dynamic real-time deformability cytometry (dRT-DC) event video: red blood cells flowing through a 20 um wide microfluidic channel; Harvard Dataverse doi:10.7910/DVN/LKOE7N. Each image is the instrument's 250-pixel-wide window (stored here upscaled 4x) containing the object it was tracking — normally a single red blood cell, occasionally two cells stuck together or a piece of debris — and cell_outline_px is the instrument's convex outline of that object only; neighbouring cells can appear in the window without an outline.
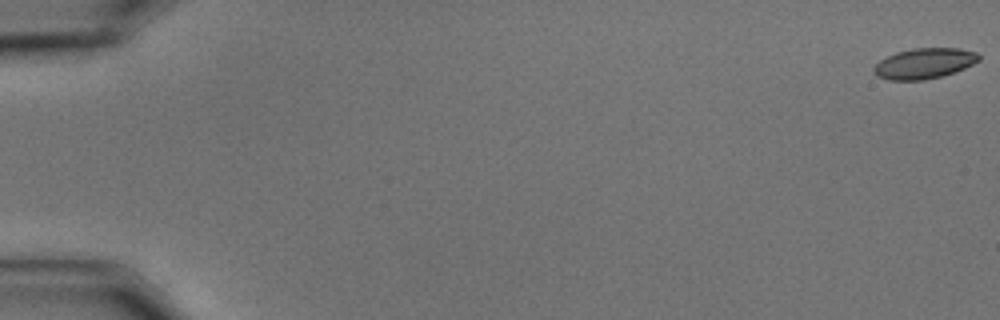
{"species": "common noctule bat (a hibernating species)", "species_latin": "Nyctalus noctula", "temperature_condition": "cold", "stored_images_in_passage": 59, "camera_frame_rate_fps": 3000, "um_per_image_px": 0.085, "animal": {"sex": "male", "body_mass_g": 15.6}, "frame": {"image": 1, "passage_image": 1, "time_ms": 0.0, "image_size_px": [1000, 320], "cell_outline_px": [[980, 60], [964, 68], [940, 76], [924, 80], [888, 80], [876, 76], [872, 72], [872, 68], [880, 60], [896, 52], [912, 48], [960, 48], [976, 52], [980, 56]], "centroid_in_image_um": [78.52, 5.39], "position_along_channel_um": 6.5, "area_um2": 18.67}}
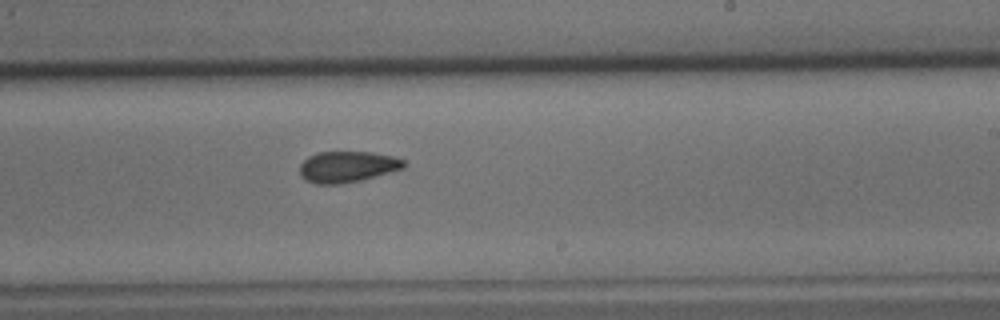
{"frame": {"image": 2, "passage_image": 37, "time_ms": 12.0, "image_size_px": [1000, 320], "cell_outline_px": [[408, 164], [404, 168], [360, 180], [340, 184], [316, 184], [304, 180], [300, 176], [300, 164], [308, 156], [320, 152], [372, 152], [392, 156], [404, 160]], "centroid_in_image_um": [29.51, 14.17], "position_along_channel_um": 259.5, "area_um2": 18.9}}
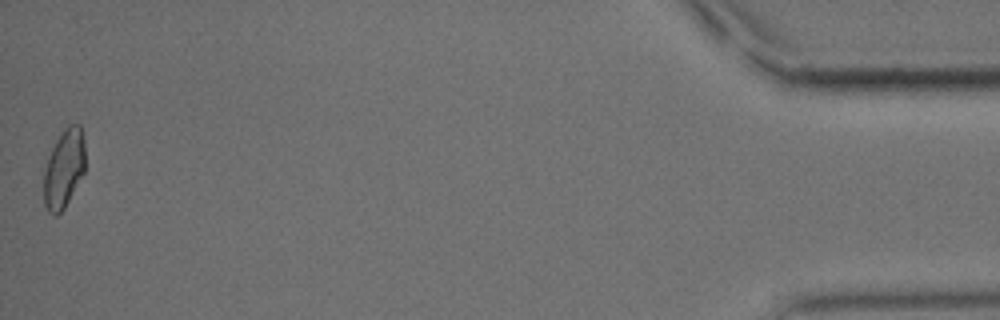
{"frame": {"image": 3, "passage_image": 59, "time_ms": 19.333, "image_size_px": [1000, 320], "cell_outline_px": [[84, 172], [64, 208], [56, 216], [52, 216], [48, 212], [44, 204], [44, 168], [48, 156], [56, 140], [64, 128], [68, 124], [80, 124], [84, 140]], "centroid_in_image_um": [5.42, 14.33], "position_along_channel_um": 429.8, "area_um2": 18.96}, "authors_computed_cell_mechanics": {"area_um2": 19.363, "velocity_mm_per_s": 3.4864, "shape_relaxation_time_tau1_ms": null, "shape_relaxation_time_tau2_ms": 2.5746, "deformation_change_tau1": null, "deformation_change_tau2": 0.0801}}